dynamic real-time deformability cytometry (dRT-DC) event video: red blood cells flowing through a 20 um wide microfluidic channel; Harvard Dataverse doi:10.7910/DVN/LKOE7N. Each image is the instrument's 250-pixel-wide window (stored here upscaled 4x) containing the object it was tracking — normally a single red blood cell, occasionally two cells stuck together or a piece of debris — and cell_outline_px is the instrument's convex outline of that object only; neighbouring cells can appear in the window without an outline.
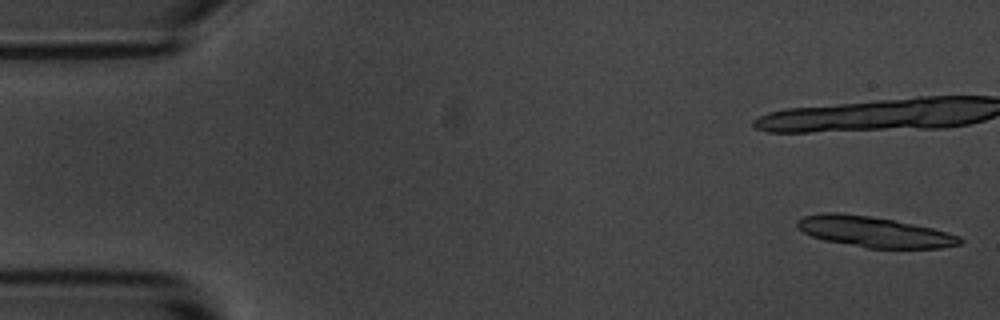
{"species": "common noctule bat (a hibernating species)", "species_latin": "Nyctalus noctula", "temperature_condition": "room temperature", "stored_images_in_passage": 8, "camera_frame_rate_fps": 3000, "um_per_image_px": 0.085, "animal": {"sex": "male", "body_mass_g": 20.1, "forearm_length_mm": 53.5}, "frame": {"image": 1, "passage_image": 1, "time_ms": 0.0, "image_size_px": [1000, 320], "cell_outline_px": [[964, 240], [960, 244], [940, 248], [868, 248], [824, 240], [812, 236], [804, 232], [796, 224], [796, 220], [804, 216], [820, 212], [836, 212], [868, 216], [892, 220], [932, 228], [960, 236]], "centroid_in_image_um": [74.28, 19.71], "position_along_channel_um": 10.7, "area_um2": 28.78}}
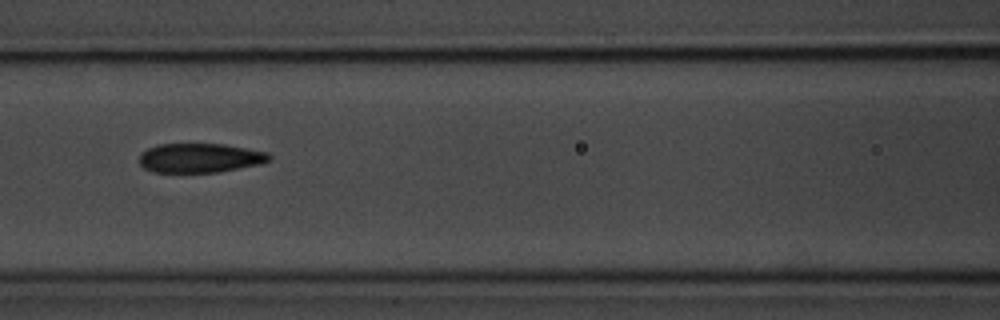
{"frame": {"image": 2, "passage_image": 7, "time_ms": 8.0, "image_size_px": [1000, 320], "cell_outline_px": [[272, 160], [260, 164], [220, 172], [152, 172], [144, 168], [140, 164], [140, 152], [148, 148], [160, 144], [224, 144], [268, 152], [272, 156]], "centroid_in_image_um": [17.02, 13.43], "position_along_channel_um": 149.6, "area_um2": 22.31}}
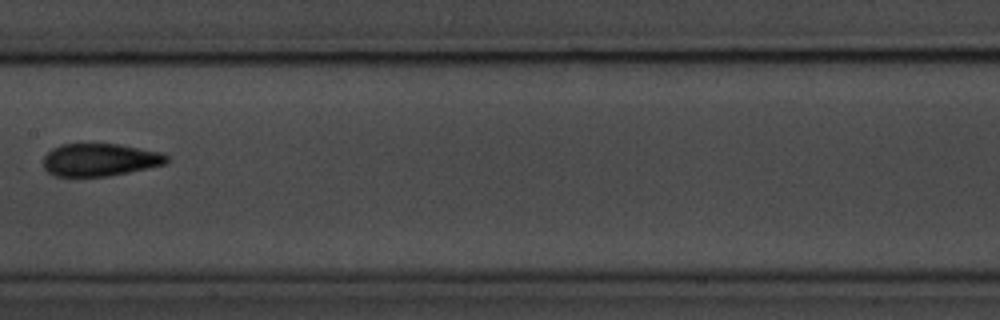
{"frame": {"image": 3, "passage_image": 8, "time_ms": 9.333, "image_size_px": [1000, 320], "cell_outline_px": [[168, 164], [108, 176], [56, 176], [48, 172], [44, 168], [44, 156], [52, 148], [60, 144], [120, 144], [164, 152], [168, 156]], "centroid_in_image_um": [8.54, 13.57], "position_along_channel_um": 198.9, "area_um2": 23.64}}